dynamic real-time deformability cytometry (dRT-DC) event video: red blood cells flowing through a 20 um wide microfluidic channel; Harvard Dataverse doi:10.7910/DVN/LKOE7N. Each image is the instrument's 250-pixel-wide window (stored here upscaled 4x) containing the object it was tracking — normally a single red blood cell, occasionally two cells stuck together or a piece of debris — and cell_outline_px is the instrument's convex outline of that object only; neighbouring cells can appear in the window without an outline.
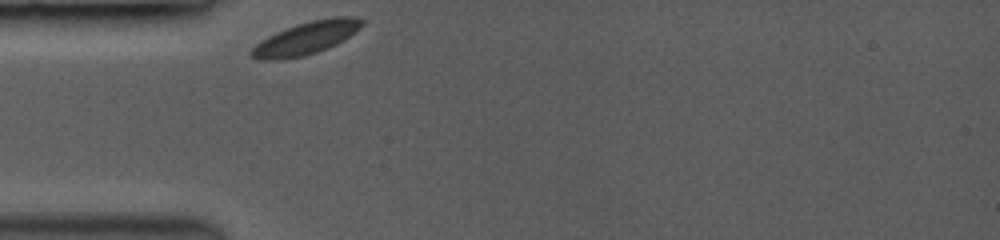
{"species": "common noctule bat (a hibernating species)", "species_latin": "Nyctalus noctula", "temperature_condition": "room temperature", "stored_images_in_passage": 34, "camera_frame_rate_fps": 3500, "um_per_image_px": 0.085, "animal": {"sex": "female", "body_mass_g": 19.0, "forearm_length_mm": 53.3}, "frame": {"image": 1, "passage_image": 1, "time_ms": 0.0, "image_size_px": [1000, 240], "cell_outline_px": [[364, 24], [360, 28], [344, 40], [328, 48], [304, 56], [280, 60], [260, 60], [248, 56], [248, 52], [256, 44], [268, 36], [276, 32], [296, 24], [312, 20], [332, 16], [352, 16], [364, 20]], "centroid_in_image_um": [26.0, 3.24], "position_along_channel_um": 59.0, "area_um2": 21.27}}
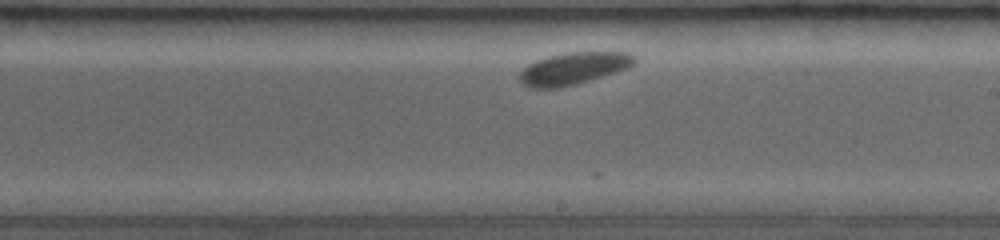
{"frame": {"image": 2, "passage_image": 19, "time_ms": 5.143, "image_size_px": [1000, 240], "cell_outline_px": [[636, 60], [628, 68], [588, 80], [556, 88], [532, 88], [524, 84], [520, 80], [520, 72], [528, 64], [536, 60], [548, 56], [564, 52], [632, 52], [636, 56]], "centroid_in_image_um": [48.76, 5.79], "position_along_channel_um": 240.2, "area_um2": 21.21}}
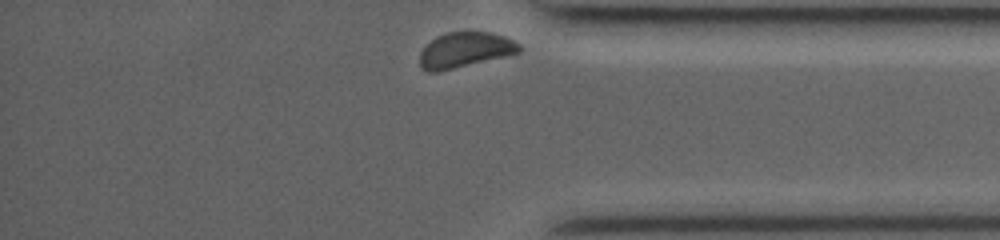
{"frame": {"image": 3, "passage_image": 34, "time_ms": 9.429, "image_size_px": [1000, 240], "cell_outline_px": [[520, 52], [436, 72], [428, 72], [420, 64], [420, 52], [436, 36], [448, 32], [492, 32], [516, 40], [520, 44]], "centroid_in_image_um": [39.54, 4.22], "position_along_channel_um": 395.7, "area_um2": 20.06}}